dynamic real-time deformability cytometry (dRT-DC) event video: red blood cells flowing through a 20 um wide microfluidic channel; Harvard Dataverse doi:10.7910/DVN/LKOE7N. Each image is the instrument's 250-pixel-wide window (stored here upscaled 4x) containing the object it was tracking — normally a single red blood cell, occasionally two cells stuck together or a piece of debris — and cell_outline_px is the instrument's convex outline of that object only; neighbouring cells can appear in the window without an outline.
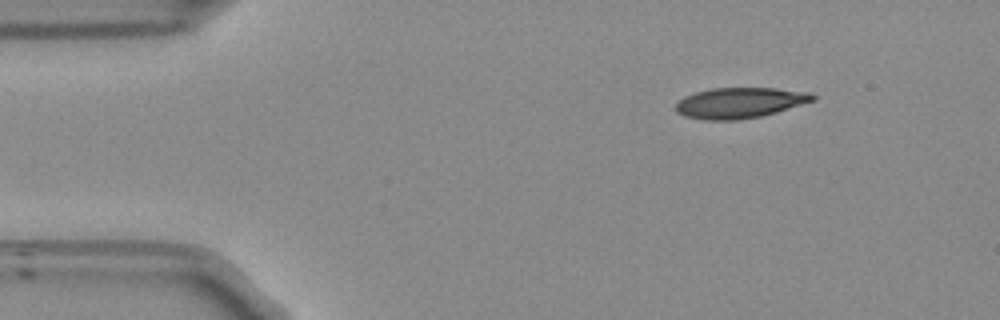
{"species": "Egyptian fruit bat (a non-hibernating species)", "species_latin": "Rousettus aegyptiacus", "temperature_condition": "room temperature", "stored_images_in_passage": 47, "camera_frame_rate_fps": 3000, "um_per_image_px": 0.085, "frame": {"image": 1, "passage_image": 1, "time_ms": 0.0, "image_size_px": [1000, 320], "cell_outline_px": [[816, 100], [776, 112], [760, 116], [736, 120], [704, 120], [684, 116], [676, 112], [676, 104], [684, 96], [696, 92], [712, 88], [776, 88], [812, 92], [816, 96]], "centroid_in_image_um": [62.9, 8.73], "position_along_channel_um": 22.1, "area_um2": 24.51}}
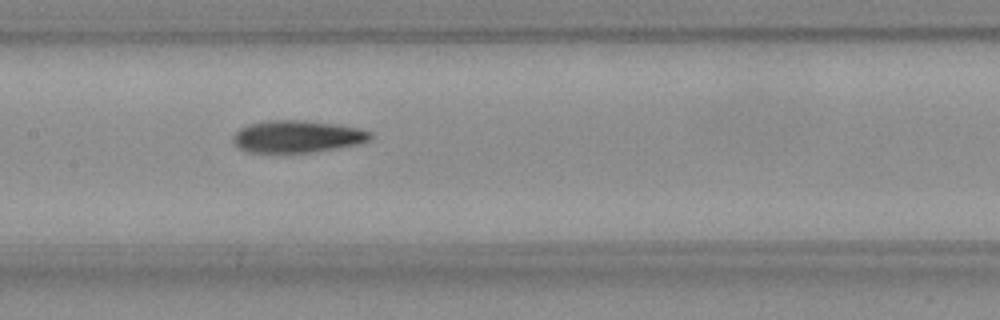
{"frame": {"image": 2, "passage_image": 19, "time_ms": 6.0, "image_size_px": [1000, 320], "cell_outline_px": [[372, 140], [340, 148], [312, 152], [248, 152], [240, 148], [232, 140], [232, 136], [240, 128], [248, 124], [268, 120], [304, 120], [336, 124], [360, 128], [372, 132]], "centroid_in_image_um": [25.29, 11.59], "position_along_channel_um": 182.1, "area_um2": 25.84}}
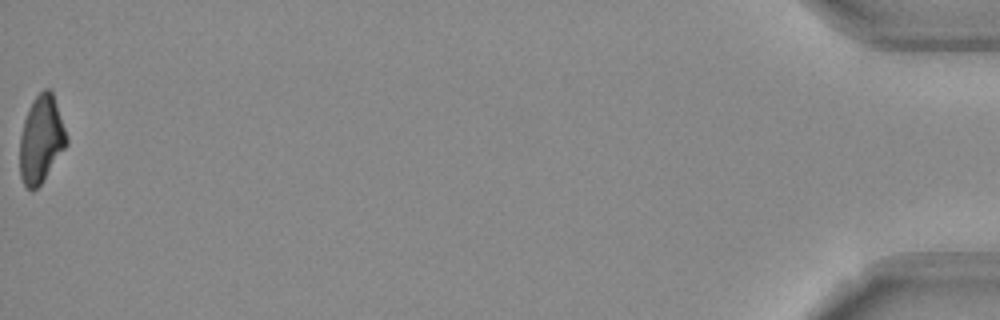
{"frame": {"image": 3, "passage_image": 47, "time_ms": 15.333, "image_size_px": [1000, 320], "cell_outline_px": [[68, 144], [40, 184], [32, 192], [24, 184], [20, 176], [20, 136], [24, 120], [28, 108], [32, 100], [44, 88], [48, 88], [52, 92], [68, 136]], "centroid_in_image_um": [3.5, 11.83], "position_along_channel_um": 431.7, "area_um2": 23.64}, "authors_computed_cell_mechanics": {"area_um2": 25.3164, "velocity_mm_per_s": 3.8052, "shape_relaxation_time_tau1_ms": 9.983, "shape_relaxation_time_tau2_ms": null, "deformation_change_tau1": 0.2337, "deformation_change_tau2": null}}